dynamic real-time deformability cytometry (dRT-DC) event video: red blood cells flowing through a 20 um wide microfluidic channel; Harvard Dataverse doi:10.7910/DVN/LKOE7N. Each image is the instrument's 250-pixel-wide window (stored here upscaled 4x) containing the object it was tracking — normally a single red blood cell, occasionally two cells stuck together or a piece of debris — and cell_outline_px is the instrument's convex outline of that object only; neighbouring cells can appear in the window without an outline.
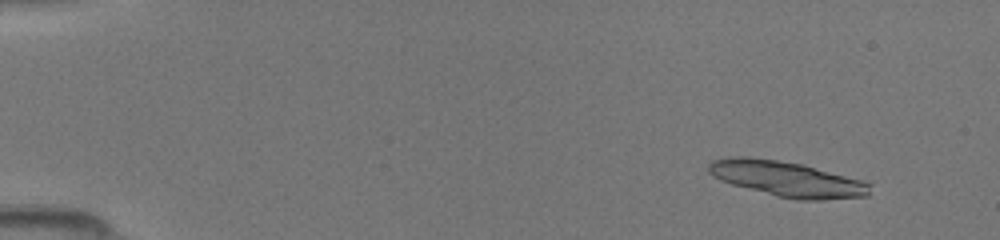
{"species": "common noctule bat (a hibernating species)", "species_latin": "Nyctalus noctula", "temperature_condition": "room temperature", "stored_images_in_passage": 50, "camera_frame_rate_fps": 3000, "um_per_image_px": 0.085, "animal": {"sex": "female", "body_mass_g": 19.5, "forearm_length_mm": 54.1}, "frame": {"image": 1, "passage_image": 5, "time_ms": 1.333, "image_size_px": [1000, 240], "cell_outline_px": [[872, 184], [868, 196], [824, 200], [796, 200], [776, 196], [732, 184], [720, 180], [712, 176], [708, 172], [708, 164], [712, 160], [732, 156], [748, 156], [804, 164], [860, 180]], "centroid_in_image_um": [66.87, 15.21], "position_along_channel_um": 18.1, "area_um2": 33.35}}
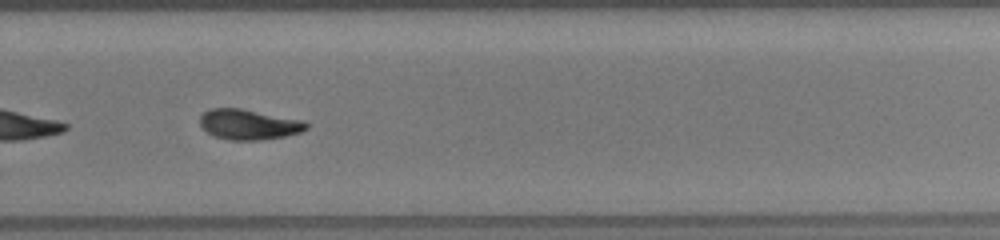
{"frame": {"image": 2, "passage_image": 35, "time_ms": 11.333, "image_size_px": [1000, 240], "cell_outline_px": [[308, 128], [300, 132], [284, 136], [264, 140], [228, 140], [216, 136], [208, 132], [200, 124], [200, 116], [208, 108], [240, 108], [304, 120], [308, 124]], "centroid_in_image_um": [21.16, 10.57], "position_along_channel_um": 308.6, "area_um2": 18.79}}
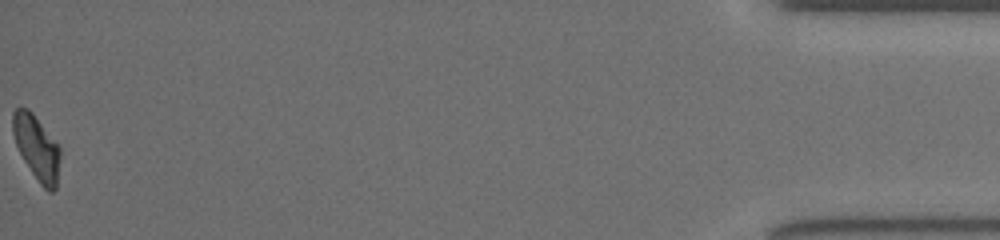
{"frame": {"image": 3, "passage_image": 50, "time_ms": 16.333, "image_size_px": [1000, 240], "cell_outline_px": [[60, 156], [56, 188], [52, 192], [48, 192], [40, 184], [24, 160], [16, 144], [12, 132], [12, 112], [16, 108], [28, 108], [32, 112], [60, 148]], "centroid_in_image_um": [3.11, 12.55], "position_along_channel_um": 432.1, "area_um2": 17.51}}